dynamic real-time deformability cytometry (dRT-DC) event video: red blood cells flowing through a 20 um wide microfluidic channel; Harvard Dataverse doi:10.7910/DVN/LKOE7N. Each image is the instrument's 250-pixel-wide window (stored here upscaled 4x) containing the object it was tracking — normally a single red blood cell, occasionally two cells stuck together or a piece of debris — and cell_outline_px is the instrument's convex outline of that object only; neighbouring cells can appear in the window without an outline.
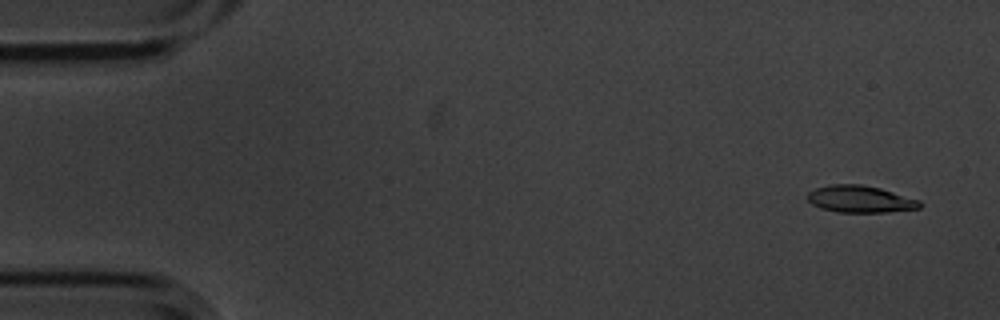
{"species": "common noctule bat (a hibernating species)", "species_latin": "Nyctalus noctula", "temperature_condition": "cold", "stored_images_in_passage": 4, "camera_frame_rate_fps": 3000, "um_per_image_px": 0.085, "animal": {"sex": "male", "body_mass_g": 20.1, "forearm_length_mm": 53.5}, "frame": {"image": 1, "passage_image": 1, "time_ms": 0.0, "image_size_px": [1000, 320], "cell_outline_px": [[920, 208], [888, 212], [836, 212], [820, 208], [812, 204], [808, 200], [808, 192], [816, 188], [828, 184], [860, 184], [880, 188], [920, 200]], "centroid_in_image_um": [73.09, 16.92], "position_along_channel_um": 11.9, "area_um2": 17.63}}
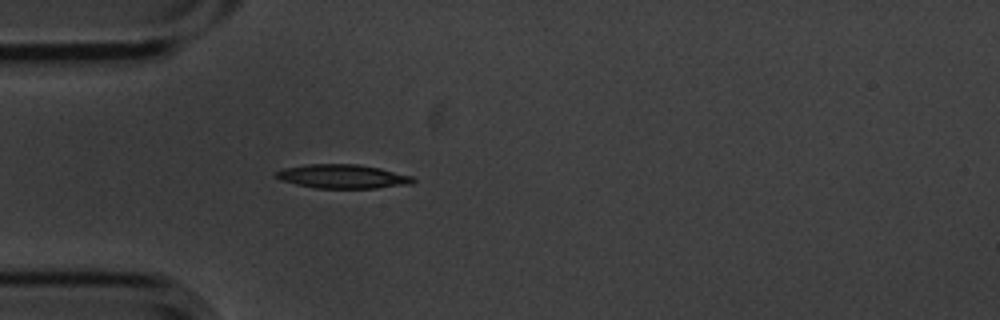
{"frame": {"image": 2, "passage_image": 4, "time_ms": 1.0, "image_size_px": [1000, 320], "cell_outline_px": [[416, 180], [412, 184], [376, 188], [316, 188], [296, 184], [280, 180], [276, 176], [276, 172], [284, 168], [308, 164], [356, 164], [380, 168], [412, 176]], "centroid_in_image_um": [29.15, 15.0], "position_along_channel_um": 55.9, "area_um2": 19.02}}